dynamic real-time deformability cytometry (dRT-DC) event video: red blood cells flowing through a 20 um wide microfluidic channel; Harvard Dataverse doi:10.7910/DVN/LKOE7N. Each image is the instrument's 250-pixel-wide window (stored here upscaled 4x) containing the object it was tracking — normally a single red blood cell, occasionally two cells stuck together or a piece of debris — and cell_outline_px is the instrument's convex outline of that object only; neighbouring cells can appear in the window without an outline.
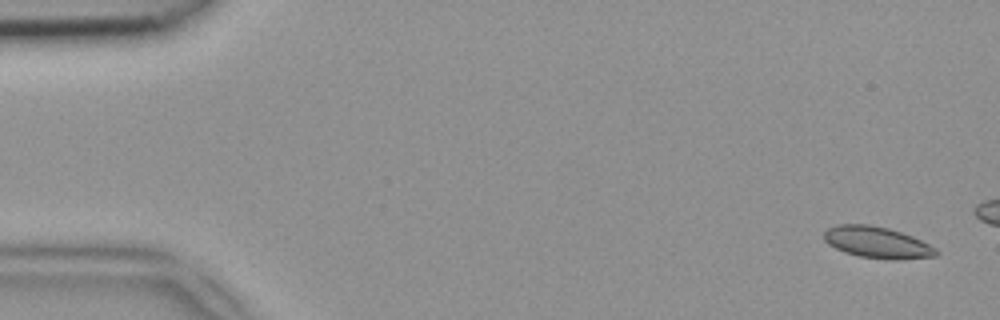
{"species": "common noctule bat (a hibernating species)", "species_latin": "Nyctalus noctula", "temperature_condition": "room temperature", "stored_images_in_passage": 11, "camera_frame_rate_fps": 3000, "um_per_image_px": 0.085, "animal": {"sex": "female", "body_mass_g": 18.4}, "frame": {"image": 1, "passage_image": 2, "time_ms": 0.333, "image_size_px": [1000, 320], "cell_outline_px": [[940, 252], [936, 256], [900, 260], [892, 260], [860, 256], [844, 252], [828, 244], [824, 240], [824, 232], [828, 228], [836, 224], [868, 224], [888, 228], [912, 236], [936, 248]], "centroid_in_image_um": [74.56, 20.61], "position_along_channel_um": 10.4, "area_um2": 20.58}}